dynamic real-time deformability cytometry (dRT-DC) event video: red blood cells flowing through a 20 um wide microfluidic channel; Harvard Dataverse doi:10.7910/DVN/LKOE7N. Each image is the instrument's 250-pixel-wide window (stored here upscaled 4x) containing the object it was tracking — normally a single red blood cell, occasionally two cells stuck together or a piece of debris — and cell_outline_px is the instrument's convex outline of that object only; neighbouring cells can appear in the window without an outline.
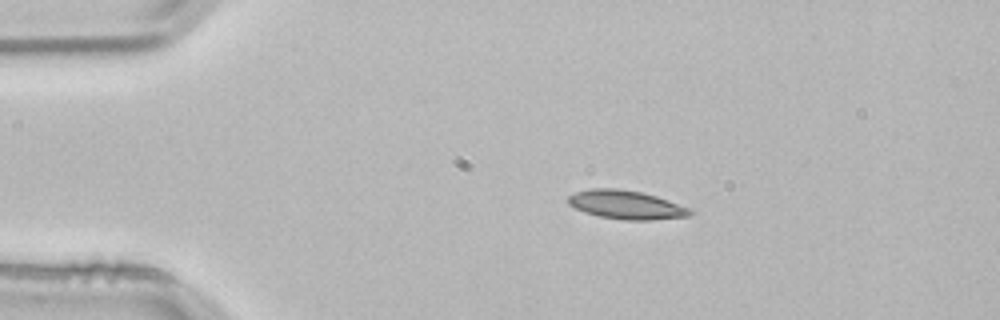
{"species": "common noctule bat (a hibernating species)", "species_latin": "Nyctalus noctula", "temperature_condition": "room temperature", "stored_images_in_passage": 2, "camera_frame_rate_fps": 3000, "um_per_image_px": 0.085, "animal": {"sex": "male", "body_mass_g": 21.5, "forearm_length_mm": 52.0}, "frame": {"image": 1, "passage_image": 1, "time_ms": 0.0, "image_size_px": [1000, 320], "cell_outline_px": [[696, 212], [688, 216], [652, 220], [624, 220], [600, 216], [584, 212], [568, 204], [568, 196], [576, 192], [592, 188], [616, 188], [644, 192], [692, 208]], "centroid_in_image_um": [53.27, 17.4], "position_along_channel_um": 31.7, "area_um2": 20.52}}